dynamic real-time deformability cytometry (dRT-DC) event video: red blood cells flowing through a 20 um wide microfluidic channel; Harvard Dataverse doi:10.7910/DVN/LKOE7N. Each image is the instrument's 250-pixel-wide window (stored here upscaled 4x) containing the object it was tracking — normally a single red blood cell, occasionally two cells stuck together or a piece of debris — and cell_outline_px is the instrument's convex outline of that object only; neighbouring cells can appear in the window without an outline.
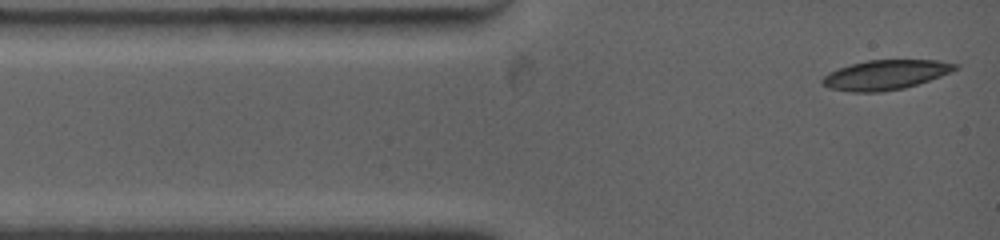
{"species": "common noctule bat (a hibernating species)", "species_latin": "Nyctalus noctula", "temperature_condition": "warm", "stored_images_in_passage": 4, "camera_frame_rate_fps": 4500, "um_per_image_px": 0.085, "animal": {"sex": "female", "body_mass_g": 19.0, "forearm_length_mm": 53.3}, "frame": {"image": 1, "passage_image": 1, "time_ms": 0.0, "image_size_px": [1000, 240], "cell_outline_px": [[960, 68], [940, 76], [904, 88], [880, 92], [852, 92], [828, 88], [820, 80], [828, 72], [852, 64], [868, 60], [936, 60], [960, 64]], "centroid_in_image_um": [75.27, 6.36], "position_along_channel_um": 9.7, "area_um2": 22.83}}
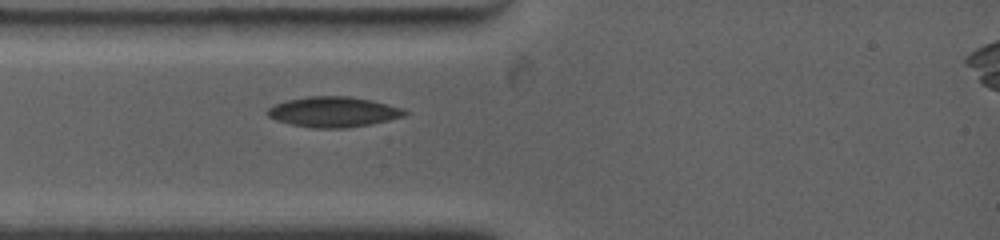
{"frame": {"image": 2, "passage_image": 4, "time_ms": 2.222, "image_size_px": [1000, 240], "cell_outline_px": [[408, 112], [404, 116], [372, 124], [344, 128], [312, 128], [292, 124], [276, 120], [268, 116], [268, 108], [276, 104], [288, 100], [308, 96], [348, 96], [372, 100], [404, 108]], "centroid_in_image_um": [28.38, 9.51], "position_along_channel_um": 56.6, "area_um2": 24.16}}